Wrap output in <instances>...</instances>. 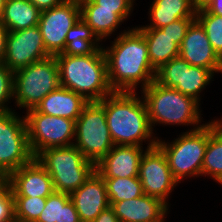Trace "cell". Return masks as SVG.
Masks as SVG:
<instances>
[{"label":"cell","instance_id":"30","mask_svg":"<svg viewBox=\"0 0 222 222\" xmlns=\"http://www.w3.org/2000/svg\"><path fill=\"white\" fill-rule=\"evenodd\" d=\"M16 222H35L45 207L47 197L13 196Z\"/></svg>","mask_w":222,"mask_h":222},{"label":"cell","instance_id":"22","mask_svg":"<svg viewBox=\"0 0 222 222\" xmlns=\"http://www.w3.org/2000/svg\"><path fill=\"white\" fill-rule=\"evenodd\" d=\"M150 7V25L139 28H162L181 18L196 17L191 0H153Z\"/></svg>","mask_w":222,"mask_h":222},{"label":"cell","instance_id":"9","mask_svg":"<svg viewBox=\"0 0 222 222\" xmlns=\"http://www.w3.org/2000/svg\"><path fill=\"white\" fill-rule=\"evenodd\" d=\"M16 115L14 110L0 112V173L5 178L35 158L29 146L25 116L21 119Z\"/></svg>","mask_w":222,"mask_h":222},{"label":"cell","instance_id":"14","mask_svg":"<svg viewBox=\"0 0 222 222\" xmlns=\"http://www.w3.org/2000/svg\"><path fill=\"white\" fill-rule=\"evenodd\" d=\"M52 56L45 48L38 25L8 32L3 64L12 72Z\"/></svg>","mask_w":222,"mask_h":222},{"label":"cell","instance_id":"6","mask_svg":"<svg viewBox=\"0 0 222 222\" xmlns=\"http://www.w3.org/2000/svg\"><path fill=\"white\" fill-rule=\"evenodd\" d=\"M209 136L210 123H207L183 133L171 144L157 140L156 145L165 154L170 171L178 182L186 176L201 175Z\"/></svg>","mask_w":222,"mask_h":222},{"label":"cell","instance_id":"12","mask_svg":"<svg viewBox=\"0 0 222 222\" xmlns=\"http://www.w3.org/2000/svg\"><path fill=\"white\" fill-rule=\"evenodd\" d=\"M213 74L210 69L191 66L186 60L178 56L156 70L154 81L200 101L198 93L210 83Z\"/></svg>","mask_w":222,"mask_h":222},{"label":"cell","instance_id":"11","mask_svg":"<svg viewBox=\"0 0 222 222\" xmlns=\"http://www.w3.org/2000/svg\"><path fill=\"white\" fill-rule=\"evenodd\" d=\"M157 140H148L150 142L141 158L138 177L145 195L158 198L168 206V194L179 182L171 173L165 154L156 145Z\"/></svg>","mask_w":222,"mask_h":222},{"label":"cell","instance_id":"31","mask_svg":"<svg viewBox=\"0 0 222 222\" xmlns=\"http://www.w3.org/2000/svg\"><path fill=\"white\" fill-rule=\"evenodd\" d=\"M14 97V72L0 63V112L12 111L5 105Z\"/></svg>","mask_w":222,"mask_h":222},{"label":"cell","instance_id":"41","mask_svg":"<svg viewBox=\"0 0 222 222\" xmlns=\"http://www.w3.org/2000/svg\"><path fill=\"white\" fill-rule=\"evenodd\" d=\"M6 182V178L0 173V187Z\"/></svg>","mask_w":222,"mask_h":222},{"label":"cell","instance_id":"20","mask_svg":"<svg viewBox=\"0 0 222 222\" xmlns=\"http://www.w3.org/2000/svg\"><path fill=\"white\" fill-rule=\"evenodd\" d=\"M87 103L81 95L59 86L46 95L35 109L39 113L76 121Z\"/></svg>","mask_w":222,"mask_h":222},{"label":"cell","instance_id":"35","mask_svg":"<svg viewBox=\"0 0 222 222\" xmlns=\"http://www.w3.org/2000/svg\"><path fill=\"white\" fill-rule=\"evenodd\" d=\"M91 222H120L113 209L109 206Z\"/></svg>","mask_w":222,"mask_h":222},{"label":"cell","instance_id":"19","mask_svg":"<svg viewBox=\"0 0 222 222\" xmlns=\"http://www.w3.org/2000/svg\"><path fill=\"white\" fill-rule=\"evenodd\" d=\"M109 204L120 222H164L169 208L160 199L145 194Z\"/></svg>","mask_w":222,"mask_h":222},{"label":"cell","instance_id":"23","mask_svg":"<svg viewBox=\"0 0 222 222\" xmlns=\"http://www.w3.org/2000/svg\"><path fill=\"white\" fill-rule=\"evenodd\" d=\"M144 35L148 46V55L151 66L157 70L161 65L179 56L180 47L175 39L164 34L159 28H138Z\"/></svg>","mask_w":222,"mask_h":222},{"label":"cell","instance_id":"37","mask_svg":"<svg viewBox=\"0 0 222 222\" xmlns=\"http://www.w3.org/2000/svg\"><path fill=\"white\" fill-rule=\"evenodd\" d=\"M41 12L59 5L63 0H29Z\"/></svg>","mask_w":222,"mask_h":222},{"label":"cell","instance_id":"38","mask_svg":"<svg viewBox=\"0 0 222 222\" xmlns=\"http://www.w3.org/2000/svg\"><path fill=\"white\" fill-rule=\"evenodd\" d=\"M205 9L209 13L217 14L222 16V0H212Z\"/></svg>","mask_w":222,"mask_h":222},{"label":"cell","instance_id":"40","mask_svg":"<svg viewBox=\"0 0 222 222\" xmlns=\"http://www.w3.org/2000/svg\"><path fill=\"white\" fill-rule=\"evenodd\" d=\"M4 4H5V0H0V19H1L2 14H3Z\"/></svg>","mask_w":222,"mask_h":222},{"label":"cell","instance_id":"17","mask_svg":"<svg viewBox=\"0 0 222 222\" xmlns=\"http://www.w3.org/2000/svg\"><path fill=\"white\" fill-rule=\"evenodd\" d=\"M70 198L81 222L93 221L110 206L104 180L96 170L83 185L70 194Z\"/></svg>","mask_w":222,"mask_h":222},{"label":"cell","instance_id":"2","mask_svg":"<svg viewBox=\"0 0 222 222\" xmlns=\"http://www.w3.org/2000/svg\"><path fill=\"white\" fill-rule=\"evenodd\" d=\"M99 103L104 107L114 145L142 147L143 140L153 137L143 96L140 100L135 92L113 91Z\"/></svg>","mask_w":222,"mask_h":222},{"label":"cell","instance_id":"13","mask_svg":"<svg viewBox=\"0 0 222 222\" xmlns=\"http://www.w3.org/2000/svg\"><path fill=\"white\" fill-rule=\"evenodd\" d=\"M80 18L79 0H63L40 13L38 27L46 50L55 56L63 51L68 31Z\"/></svg>","mask_w":222,"mask_h":222},{"label":"cell","instance_id":"32","mask_svg":"<svg viewBox=\"0 0 222 222\" xmlns=\"http://www.w3.org/2000/svg\"><path fill=\"white\" fill-rule=\"evenodd\" d=\"M0 222H16L13 192L6 182L0 187Z\"/></svg>","mask_w":222,"mask_h":222},{"label":"cell","instance_id":"25","mask_svg":"<svg viewBox=\"0 0 222 222\" xmlns=\"http://www.w3.org/2000/svg\"><path fill=\"white\" fill-rule=\"evenodd\" d=\"M93 38V39H92ZM100 39L93 30L81 19L74 24L66 35V45L63 51L56 55L85 56L92 55L98 49L103 48Z\"/></svg>","mask_w":222,"mask_h":222},{"label":"cell","instance_id":"16","mask_svg":"<svg viewBox=\"0 0 222 222\" xmlns=\"http://www.w3.org/2000/svg\"><path fill=\"white\" fill-rule=\"evenodd\" d=\"M6 183L13 196L48 197L55 191L51 176L36 158L11 172Z\"/></svg>","mask_w":222,"mask_h":222},{"label":"cell","instance_id":"28","mask_svg":"<svg viewBox=\"0 0 222 222\" xmlns=\"http://www.w3.org/2000/svg\"><path fill=\"white\" fill-rule=\"evenodd\" d=\"M109 203L142 196L143 189L139 177L103 178Z\"/></svg>","mask_w":222,"mask_h":222},{"label":"cell","instance_id":"3","mask_svg":"<svg viewBox=\"0 0 222 222\" xmlns=\"http://www.w3.org/2000/svg\"><path fill=\"white\" fill-rule=\"evenodd\" d=\"M60 86L81 95L87 102H100L113 90L107 77L103 48L92 55H55Z\"/></svg>","mask_w":222,"mask_h":222},{"label":"cell","instance_id":"34","mask_svg":"<svg viewBox=\"0 0 222 222\" xmlns=\"http://www.w3.org/2000/svg\"><path fill=\"white\" fill-rule=\"evenodd\" d=\"M98 9L116 10L123 19H126L131 14L134 0H92Z\"/></svg>","mask_w":222,"mask_h":222},{"label":"cell","instance_id":"8","mask_svg":"<svg viewBox=\"0 0 222 222\" xmlns=\"http://www.w3.org/2000/svg\"><path fill=\"white\" fill-rule=\"evenodd\" d=\"M75 122L76 143L73 145L86 159L97 164L114 146L104 107L99 102H88Z\"/></svg>","mask_w":222,"mask_h":222},{"label":"cell","instance_id":"27","mask_svg":"<svg viewBox=\"0 0 222 222\" xmlns=\"http://www.w3.org/2000/svg\"><path fill=\"white\" fill-rule=\"evenodd\" d=\"M210 175L222 185V125L219 120L210 122V136L205 150L202 175Z\"/></svg>","mask_w":222,"mask_h":222},{"label":"cell","instance_id":"7","mask_svg":"<svg viewBox=\"0 0 222 222\" xmlns=\"http://www.w3.org/2000/svg\"><path fill=\"white\" fill-rule=\"evenodd\" d=\"M59 86L56 57L50 56L14 72L13 98L19 108L33 109Z\"/></svg>","mask_w":222,"mask_h":222},{"label":"cell","instance_id":"21","mask_svg":"<svg viewBox=\"0 0 222 222\" xmlns=\"http://www.w3.org/2000/svg\"><path fill=\"white\" fill-rule=\"evenodd\" d=\"M80 18L93 30L101 40L110 36L124 19L116 10L98 9L92 0H79Z\"/></svg>","mask_w":222,"mask_h":222},{"label":"cell","instance_id":"4","mask_svg":"<svg viewBox=\"0 0 222 222\" xmlns=\"http://www.w3.org/2000/svg\"><path fill=\"white\" fill-rule=\"evenodd\" d=\"M152 126L156 123L172 125H198L200 122L199 101L173 88L153 81L142 91Z\"/></svg>","mask_w":222,"mask_h":222},{"label":"cell","instance_id":"24","mask_svg":"<svg viewBox=\"0 0 222 222\" xmlns=\"http://www.w3.org/2000/svg\"><path fill=\"white\" fill-rule=\"evenodd\" d=\"M41 11L29 0H5L1 22L8 32L38 25Z\"/></svg>","mask_w":222,"mask_h":222},{"label":"cell","instance_id":"26","mask_svg":"<svg viewBox=\"0 0 222 222\" xmlns=\"http://www.w3.org/2000/svg\"><path fill=\"white\" fill-rule=\"evenodd\" d=\"M35 222H81L70 194L54 191Z\"/></svg>","mask_w":222,"mask_h":222},{"label":"cell","instance_id":"5","mask_svg":"<svg viewBox=\"0 0 222 222\" xmlns=\"http://www.w3.org/2000/svg\"><path fill=\"white\" fill-rule=\"evenodd\" d=\"M35 158L51 176L56 192L71 194L95 171V164L74 145L47 148Z\"/></svg>","mask_w":222,"mask_h":222},{"label":"cell","instance_id":"15","mask_svg":"<svg viewBox=\"0 0 222 222\" xmlns=\"http://www.w3.org/2000/svg\"><path fill=\"white\" fill-rule=\"evenodd\" d=\"M179 56L191 66L210 69L222 73V59L214 51L203 27L195 19L182 40Z\"/></svg>","mask_w":222,"mask_h":222},{"label":"cell","instance_id":"29","mask_svg":"<svg viewBox=\"0 0 222 222\" xmlns=\"http://www.w3.org/2000/svg\"><path fill=\"white\" fill-rule=\"evenodd\" d=\"M196 20L203 27L214 51L222 59V16L209 13L203 8L196 11Z\"/></svg>","mask_w":222,"mask_h":222},{"label":"cell","instance_id":"1","mask_svg":"<svg viewBox=\"0 0 222 222\" xmlns=\"http://www.w3.org/2000/svg\"><path fill=\"white\" fill-rule=\"evenodd\" d=\"M107 62V77L113 91L135 92L138 83L142 89L155 79L144 35L135 27L120 34L112 46L103 49Z\"/></svg>","mask_w":222,"mask_h":222},{"label":"cell","instance_id":"10","mask_svg":"<svg viewBox=\"0 0 222 222\" xmlns=\"http://www.w3.org/2000/svg\"><path fill=\"white\" fill-rule=\"evenodd\" d=\"M26 113L28 141L34 157L47 148L67 147L75 143L71 142L75 138L74 120L39 113L35 108Z\"/></svg>","mask_w":222,"mask_h":222},{"label":"cell","instance_id":"33","mask_svg":"<svg viewBox=\"0 0 222 222\" xmlns=\"http://www.w3.org/2000/svg\"><path fill=\"white\" fill-rule=\"evenodd\" d=\"M195 19L196 17L181 18L160 29L164 34H167L171 38L175 39V44L180 47L182 40L186 35L187 29Z\"/></svg>","mask_w":222,"mask_h":222},{"label":"cell","instance_id":"39","mask_svg":"<svg viewBox=\"0 0 222 222\" xmlns=\"http://www.w3.org/2000/svg\"><path fill=\"white\" fill-rule=\"evenodd\" d=\"M196 10L205 8L212 0H191Z\"/></svg>","mask_w":222,"mask_h":222},{"label":"cell","instance_id":"36","mask_svg":"<svg viewBox=\"0 0 222 222\" xmlns=\"http://www.w3.org/2000/svg\"><path fill=\"white\" fill-rule=\"evenodd\" d=\"M8 30L0 19V63H3L6 52V39Z\"/></svg>","mask_w":222,"mask_h":222},{"label":"cell","instance_id":"18","mask_svg":"<svg viewBox=\"0 0 222 222\" xmlns=\"http://www.w3.org/2000/svg\"><path fill=\"white\" fill-rule=\"evenodd\" d=\"M143 151L139 146L114 145L95 170L102 178L138 177Z\"/></svg>","mask_w":222,"mask_h":222}]
</instances>
